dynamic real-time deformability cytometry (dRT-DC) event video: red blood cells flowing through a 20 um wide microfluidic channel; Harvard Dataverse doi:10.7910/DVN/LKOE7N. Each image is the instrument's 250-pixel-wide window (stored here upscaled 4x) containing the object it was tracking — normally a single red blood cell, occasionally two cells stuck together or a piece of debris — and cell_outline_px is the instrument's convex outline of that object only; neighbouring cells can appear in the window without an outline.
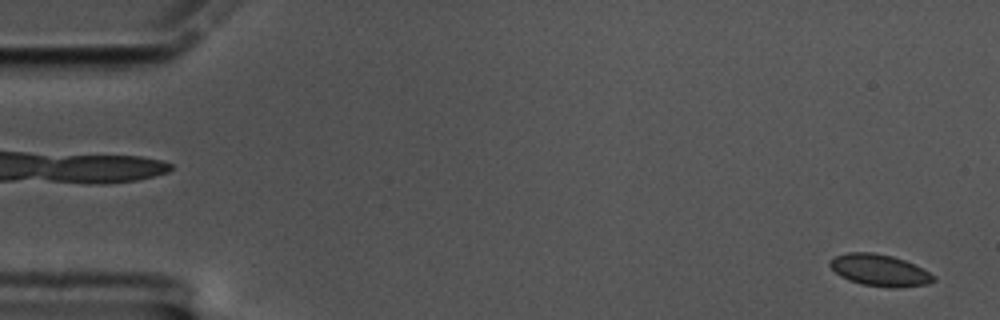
{"species": "common noctule bat (a hibernating species)", "species_latin": "Nyctalus noctula", "temperature_condition": "cold", "stored_images_in_passage": 60, "camera_frame_rate_fps": 3000, "um_per_image_px": 0.085, "animal": {"sex": "male", "body_mass_g": 17.5, "forearm_length_mm": 52.3}, "frame": {"image": 1, "passage_image": 2, "time_ms": 0.333, "image_size_px": [1000, 320], "cell_outline_px": [[936, 280], [928, 284], [892, 288], [860, 284], [848, 280], [840, 276], [828, 264], [828, 260], [832, 256], [848, 252], [872, 252], [892, 256], [904, 260], [936, 276]], "centroid_in_image_um": [74.71, 22.96], "position_along_channel_um": 10.3, "area_um2": 19.19}}
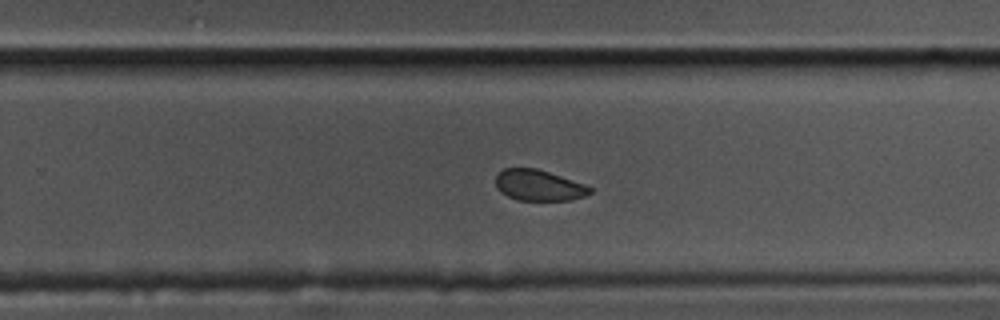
{"frame": {"image": 2, "passage_image": 38, "time_ms": 12.333, "image_size_px": [1000, 320], "cell_outline_px": [[592, 192], [584, 196], [572, 200], [516, 200], [500, 192], [496, 188], [496, 176], [504, 168], [536, 168], [584, 184], [592, 188]], "centroid_in_image_um": [45.77, 15.76], "position_along_channel_um": 284.0, "area_um2": 16.88}}
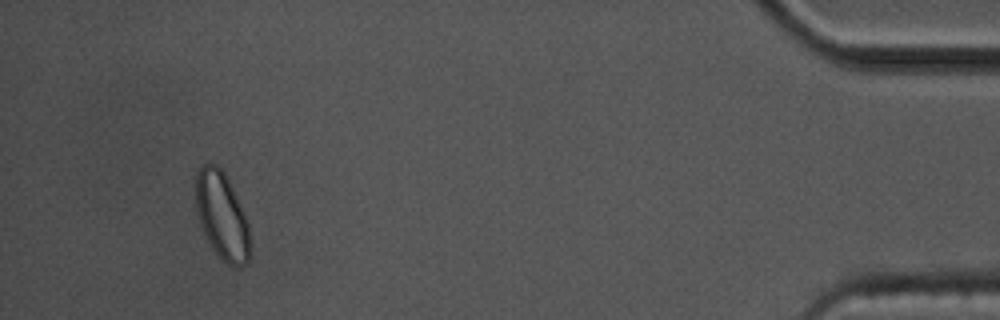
{"frame": {"image": 3, "passage_image": 56, "time_ms": 18.333, "image_size_px": [1000, 320], "cell_outline_px": [[252, 248], [248, 264], [240, 268], [236, 268], [228, 264], [208, 244], [200, 224], [196, 208], [196, 172], [200, 164], [216, 164], [224, 172], [244, 212], [248, 224], [252, 244]], "centroid_in_image_um": [18.89, 18.39], "position_along_channel_um": 416.3, "area_um2": 28.03}, "authors_computed_cell_mechanics": {"area_um2": 18.6983, "velocity_mm_per_s": 3.3575, "shape_relaxation_time_tau1_ms": 2.3148, "shape_relaxation_time_tau2_ms": 1.0923, "deformation_change_tau1": 0.0459, "deformation_change_tau2": 0.0398}}